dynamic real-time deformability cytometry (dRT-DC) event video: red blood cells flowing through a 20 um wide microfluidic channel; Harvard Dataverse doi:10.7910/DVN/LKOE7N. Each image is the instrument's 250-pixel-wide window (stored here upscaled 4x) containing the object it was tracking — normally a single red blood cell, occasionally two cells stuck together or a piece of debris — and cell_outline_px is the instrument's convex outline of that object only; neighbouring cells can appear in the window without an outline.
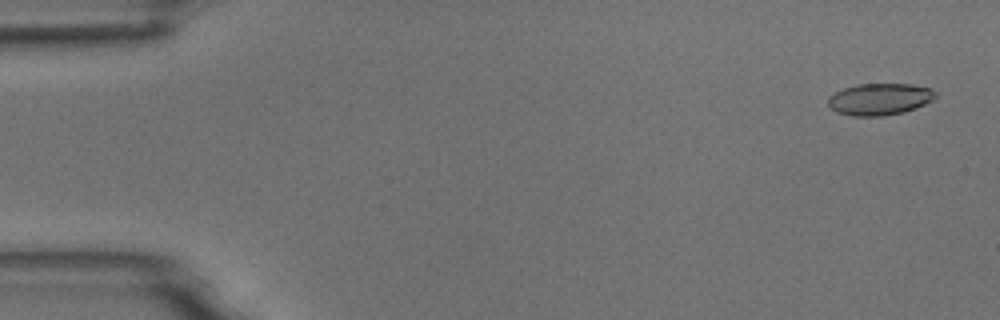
{"species": "common noctule bat (a hibernating species)", "species_latin": "Nyctalus noctula", "temperature_condition": "room temperature", "stored_images_in_passage": 55, "camera_frame_rate_fps": 3000, "um_per_image_px": 0.085, "animal": {"sex": "male", "body_mass_g": 18.8}, "frame": {"image": 1, "passage_image": 3, "time_ms": 0.667, "image_size_px": [1000, 320], "cell_outline_px": [[936, 96], [932, 100], [916, 108], [904, 112], [884, 116], [852, 116], [836, 112], [828, 104], [828, 96], [844, 88], [856, 84], [912, 84], [932, 88], [936, 92]], "centroid_in_image_um": [74.78, 8.43], "position_along_channel_um": 10.2, "area_um2": 20.0}}
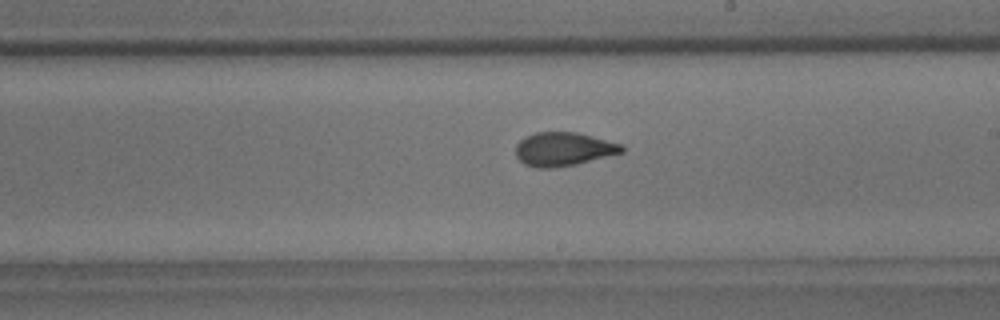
{"frame": {"image": 2, "passage_image": 32, "time_ms": 10.333, "image_size_px": [1000, 320], "cell_outline_px": [[624, 152], [576, 164], [552, 168], [536, 168], [524, 164], [516, 156], [516, 144], [520, 140], [536, 132], [576, 132], [592, 136], [620, 144], [624, 148]], "centroid_in_image_um": [47.87, 12.68], "position_along_channel_um": 241.1, "area_um2": 20.63}}
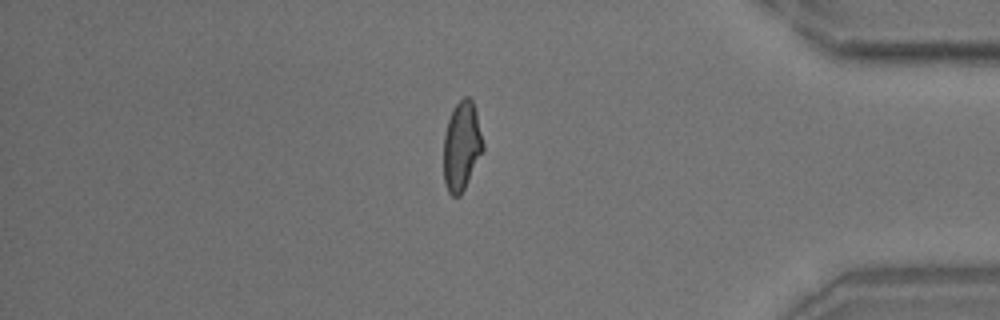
{"frame": {"image": 3, "passage_image": 47, "time_ms": 15.333, "image_size_px": [1000, 320], "cell_outline_px": [[484, 148], [460, 196], [452, 196], [448, 192], [444, 184], [444, 136], [448, 120], [452, 108], [464, 96], [468, 96], [472, 100], [476, 112], [484, 144]], "centroid_in_image_um": [39.23, 12.4], "position_along_channel_um": 396.0, "area_um2": 20.29}, "authors_computed_cell_mechanics": {"area_um2": 20.6924, "velocity_mm_per_s": 3.6982, "shape_relaxation_time_tau1_ms": 6.4443, "shape_relaxation_time_tau2_ms": 1.5417, "deformation_change_tau1": 0.1679, "deformation_change_tau2": 0.076}}